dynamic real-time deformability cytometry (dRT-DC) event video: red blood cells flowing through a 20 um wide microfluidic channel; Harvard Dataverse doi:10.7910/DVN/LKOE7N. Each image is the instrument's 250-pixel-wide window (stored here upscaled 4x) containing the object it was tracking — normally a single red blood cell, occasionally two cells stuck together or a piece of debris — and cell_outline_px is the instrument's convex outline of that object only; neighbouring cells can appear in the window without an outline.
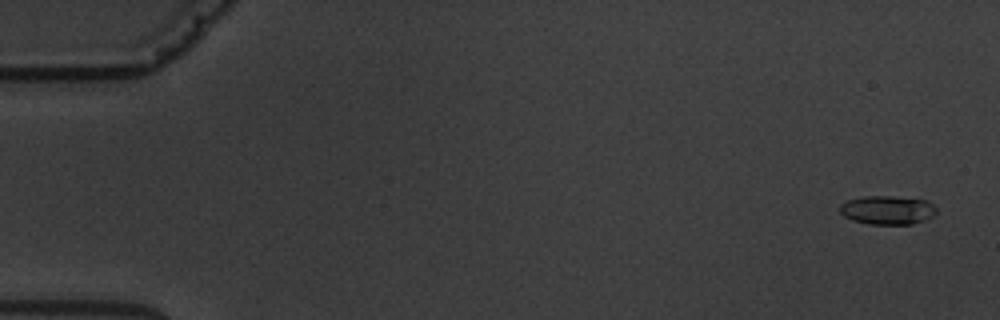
{"species": "common noctule bat (a hibernating species)", "species_latin": "Nyctalus noctula", "temperature_condition": "warm", "stored_images_in_passage": 6, "camera_frame_rate_fps": 3000, "um_per_image_px": 0.085, "animal": {"sex": "male", "body_mass_g": 19.5, "forearm_length_mm": 54.6}, "frame": {"image": 1, "passage_image": 1, "time_ms": 0.0, "image_size_px": [1000, 320], "cell_outline_px": [[936, 212], [932, 216], [924, 220], [912, 224], [868, 224], [852, 220], [844, 216], [840, 212], [840, 204], [848, 200], [864, 196], [892, 196], [928, 200], [936, 208]], "centroid_in_image_um": [75.43, 17.85], "position_along_channel_um": 9.6, "area_um2": 16.18}}
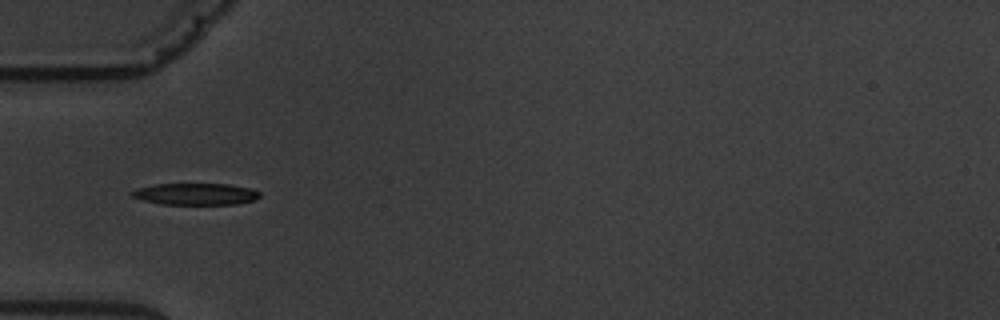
{"frame": {"image": 2, "passage_image": 5, "time_ms": 5.667, "image_size_px": [1000, 320], "cell_outline_px": [[260, 196], [252, 200], [236, 204], [160, 204], [144, 200], [132, 196], [132, 192], [136, 188], [152, 184], [228, 184], [248, 188], [260, 192]], "centroid_in_image_um": [16.6, 16.49], "position_along_channel_um": 68.4, "area_um2": 15.95}}